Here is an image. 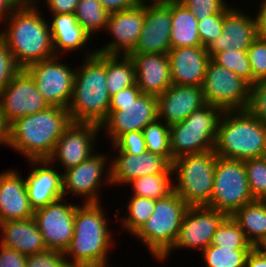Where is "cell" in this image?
Segmentation results:
<instances>
[{
    "label": "cell",
    "instance_id": "obj_48",
    "mask_svg": "<svg viewBox=\"0 0 266 267\" xmlns=\"http://www.w3.org/2000/svg\"><path fill=\"white\" fill-rule=\"evenodd\" d=\"M46 2V3H45ZM80 0H45L46 8L50 14H74Z\"/></svg>",
    "mask_w": 266,
    "mask_h": 267
},
{
    "label": "cell",
    "instance_id": "obj_27",
    "mask_svg": "<svg viewBox=\"0 0 266 267\" xmlns=\"http://www.w3.org/2000/svg\"><path fill=\"white\" fill-rule=\"evenodd\" d=\"M0 245L15 249L25 256L47 250L33 217L0 223Z\"/></svg>",
    "mask_w": 266,
    "mask_h": 267
},
{
    "label": "cell",
    "instance_id": "obj_16",
    "mask_svg": "<svg viewBox=\"0 0 266 267\" xmlns=\"http://www.w3.org/2000/svg\"><path fill=\"white\" fill-rule=\"evenodd\" d=\"M0 105L6 121L38 113L50 105L42 97L34 79L21 69L0 93Z\"/></svg>",
    "mask_w": 266,
    "mask_h": 267
},
{
    "label": "cell",
    "instance_id": "obj_54",
    "mask_svg": "<svg viewBox=\"0 0 266 267\" xmlns=\"http://www.w3.org/2000/svg\"><path fill=\"white\" fill-rule=\"evenodd\" d=\"M258 7V14L260 16V34L266 38V2L260 3Z\"/></svg>",
    "mask_w": 266,
    "mask_h": 267
},
{
    "label": "cell",
    "instance_id": "obj_15",
    "mask_svg": "<svg viewBox=\"0 0 266 267\" xmlns=\"http://www.w3.org/2000/svg\"><path fill=\"white\" fill-rule=\"evenodd\" d=\"M226 217L225 213L207 206L188 207L174 247L161 262L167 260L172 251L177 249L188 248L202 252L211 244L213 235Z\"/></svg>",
    "mask_w": 266,
    "mask_h": 267
},
{
    "label": "cell",
    "instance_id": "obj_57",
    "mask_svg": "<svg viewBox=\"0 0 266 267\" xmlns=\"http://www.w3.org/2000/svg\"><path fill=\"white\" fill-rule=\"evenodd\" d=\"M97 267H109V266L107 264V265H101V266H97Z\"/></svg>",
    "mask_w": 266,
    "mask_h": 267
},
{
    "label": "cell",
    "instance_id": "obj_47",
    "mask_svg": "<svg viewBox=\"0 0 266 267\" xmlns=\"http://www.w3.org/2000/svg\"><path fill=\"white\" fill-rule=\"evenodd\" d=\"M0 267H26V256L0 245Z\"/></svg>",
    "mask_w": 266,
    "mask_h": 267
},
{
    "label": "cell",
    "instance_id": "obj_22",
    "mask_svg": "<svg viewBox=\"0 0 266 267\" xmlns=\"http://www.w3.org/2000/svg\"><path fill=\"white\" fill-rule=\"evenodd\" d=\"M34 166L25 178L28 198L35 210L64 198L62 172L48 160H29Z\"/></svg>",
    "mask_w": 266,
    "mask_h": 267
},
{
    "label": "cell",
    "instance_id": "obj_25",
    "mask_svg": "<svg viewBox=\"0 0 266 267\" xmlns=\"http://www.w3.org/2000/svg\"><path fill=\"white\" fill-rule=\"evenodd\" d=\"M135 64L136 85L142 94L156 97L172 85L170 62L164 53H130Z\"/></svg>",
    "mask_w": 266,
    "mask_h": 267
},
{
    "label": "cell",
    "instance_id": "obj_24",
    "mask_svg": "<svg viewBox=\"0 0 266 267\" xmlns=\"http://www.w3.org/2000/svg\"><path fill=\"white\" fill-rule=\"evenodd\" d=\"M172 84L201 87L211 57L203 46L170 49Z\"/></svg>",
    "mask_w": 266,
    "mask_h": 267
},
{
    "label": "cell",
    "instance_id": "obj_53",
    "mask_svg": "<svg viewBox=\"0 0 266 267\" xmlns=\"http://www.w3.org/2000/svg\"><path fill=\"white\" fill-rule=\"evenodd\" d=\"M17 7L13 0H0V22L4 23Z\"/></svg>",
    "mask_w": 266,
    "mask_h": 267
},
{
    "label": "cell",
    "instance_id": "obj_56",
    "mask_svg": "<svg viewBox=\"0 0 266 267\" xmlns=\"http://www.w3.org/2000/svg\"><path fill=\"white\" fill-rule=\"evenodd\" d=\"M259 248L266 253V241Z\"/></svg>",
    "mask_w": 266,
    "mask_h": 267
},
{
    "label": "cell",
    "instance_id": "obj_41",
    "mask_svg": "<svg viewBox=\"0 0 266 267\" xmlns=\"http://www.w3.org/2000/svg\"><path fill=\"white\" fill-rule=\"evenodd\" d=\"M198 19L225 12L230 5L225 0H178Z\"/></svg>",
    "mask_w": 266,
    "mask_h": 267
},
{
    "label": "cell",
    "instance_id": "obj_28",
    "mask_svg": "<svg viewBox=\"0 0 266 267\" xmlns=\"http://www.w3.org/2000/svg\"><path fill=\"white\" fill-rule=\"evenodd\" d=\"M51 16L50 32L56 56L61 57L64 52L78 51L91 40V36L78 23L74 14H51Z\"/></svg>",
    "mask_w": 266,
    "mask_h": 267
},
{
    "label": "cell",
    "instance_id": "obj_30",
    "mask_svg": "<svg viewBox=\"0 0 266 267\" xmlns=\"http://www.w3.org/2000/svg\"><path fill=\"white\" fill-rule=\"evenodd\" d=\"M231 217L252 247H260L266 241V200H254L245 204Z\"/></svg>",
    "mask_w": 266,
    "mask_h": 267
},
{
    "label": "cell",
    "instance_id": "obj_21",
    "mask_svg": "<svg viewBox=\"0 0 266 267\" xmlns=\"http://www.w3.org/2000/svg\"><path fill=\"white\" fill-rule=\"evenodd\" d=\"M111 158L112 185H126L133 179L152 174H172L171 163L163 156L145 151L142 154L131 155L123 151Z\"/></svg>",
    "mask_w": 266,
    "mask_h": 267
},
{
    "label": "cell",
    "instance_id": "obj_42",
    "mask_svg": "<svg viewBox=\"0 0 266 267\" xmlns=\"http://www.w3.org/2000/svg\"><path fill=\"white\" fill-rule=\"evenodd\" d=\"M225 12H219L198 20V33L201 45L207 47L212 41L222 35Z\"/></svg>",
    "mask_w": 266,
    "mask_h": 267
},
{
    "label": "cell",
    "instance_id": "obj_7",
    "mask_svg": "<svg viewBox=\"0 0 266 267\" xmlns=\"http://www.w3.org/2000/svg\"><path fill=\"white\" fill-rule=\"evenodd\" d=\"M217 156L215 150H210L183 155L171 163L172 174L176 176L173 181V191L189 207L210 204Z\"/></svg>",
    "mask_w": 266,
    "mask_h": 267
},
{
    "label": "cell",
    "instance_id": "obj_44",
    "mask_svg": "<svg viewBox=\"0 0 266 267\" xmlns=\"http://www.w3.org/2000/svg\"><path fill=\"white\" fill-rule=\"evenodd\" d=\"M112 145L117 151L138 155L146 151V143L143 131H131L120 135Z\"/></svg>",
    "mask_w": 266,
    "mask_h": 267
},
{
    "label": "cell",
    "instance_id": "obj_23",
    "mask_svg": "<svg viewBox=\"0 0 266 267\" xmlns=\"http://www.w3.org/2000/svg\"><path fill=\"white\" fill-rule=\"evenodd\" d=\"M157 99L158 118L168 126L184 121L206 104L202 88L198 86L172 84Z\"/></svg>",
    "mask_w": 266,
    "mask_h": 267
},
{
    "label": "cell",
    "instance_id": "obj_46",
    "mask_svg": "<svg viewBox=\"0 0 266 267\" xmlns=\"http://www.w3.org/2000/svg\"><path fill=\"white\" fill-rule=\"evenodd\" d=\"M20 70L11 51L0 39V93Z\"/></svg>",
    "mask_w": 266,
    "mask_h": 267
},
{
    "label": "cell",
    "instance_id": "obj_1",
    "mask_svg": "<svg viewBox=\"0 0 266 267\" xmlns=\"http://www.w3.org/2000/svg\"><path fill=\"white\" fill-rule=\"evenodd\" d=\"M38 0L18 6L4 21L0 39L11 51L21 69L55 57L50 24L40 12Z\"/></svg>",
    "mask_w": 266,
    "mask_h": 267
},
{
    "label": "cell",
    "instance_id": "obj_20",
    "mask_svg": "<svg viewBox=\"0 0 266 267\" xmlns=\"http://www.w3.org/2000/svg\"><path fill=\"white\" fill-rule=\"evenodd\" d=\"M242 12L238 7L231 6L225 11L222 35L206 47L211 58L226 50H247L259 36V14L254 18Z\"/></svg>",
    "mask_w": 266,
    "mask_h": 267
},
{
    "label": "cell",
    "instance_id": "obj_14",
    "mask_svg": "<svg viewBox=\"0 0 266 267\" xmlns=\"http://www.w3.org/2000/svg\"><path fill=\"white\" fill-rule=\"evenodd\" d=\"M66 203H65V202ZM65 198L37 209L33 218L42 234L47 249L65 252L74 233V215L77 205Z\"/></svg>",
    "mask_w": 266,
    "mask_h": 267
},
{
    "label": "cell",
    "instance_id": "obj_51",
    "mask_svg": "<svg viewBox=\"0 0 266 267\" xmlns=\"http://www.w3.org/2000/svg\"><path fill=\"white\" fill-rule=\"evenodd\" d=\"M244 267H266V253L259 247H253L247 255Z\"/></svg>",
    "mask_w": 266,
    "mask_h": 267
},
{
    "label": "cell",
    "instance_id": "obj_49",
    "mask_svg": "<svg viewBox=\"0 0 266 267\" xmlns=\"http://www.w3.org/2000/svg\"><path fill=\"white\" fill-rule=\"evenodd\" d=\"M142 92L136 83L128 88L122 89L110 98V104H128L134 102Z\"/></svg>",
    "mask_w": 266,
    "mask_h": 267
},
{
    "label": "cell",
    "instance_id": "obj_50",
    "mask_svg": "<svg viewBox=\"0 0 266 267\" xmlns=\"http://www.w3.org/2000/svg\"><path fill=\"white\" fill-rule=\"evenodd\" d=\"M108 13L128 10L135 7L141 0H99Z\"/></svg>",
    "mask_w": 266,
    "mask_h": 267
},
{
    "label": "cell",
    "instance_id": "obj_6",
    "mask_svg": "<svg viewBox=\"0 0 266 267\" xmlns=\"http://www.w3.org/2000/svg\"><path fill=\"white\" fill-rule=\"evenodd\" d=\"M188 207L174 191L155 200L153 214L133 235L143 242L153 259L160 262L173 249Z\"/></svg>",
    "mask_w": 266,
    "mask_h": 267
},
{
    "label": "cell",
    "instance_id": "obj_35",
    "mask_svg": "<svg viewBox=\"0 0 266 267\" xmlns=\"http://www.w3.org/2000/svg\"><path fill=\"white\" fill-rule=\"evenodd\" d=\"M146 150L165 157L173 162L170 150V126L157 118L143 129Z\"/></svg>",
    "mask_w": 266,
    "mask_h": 267
},
{
    "label": "cell",
    "instance_id": "obj_34",
    "mask_svg": "<svg viewBox=\"0 0 266 267\" xmlns=\"http://www.w3.org/2000/svg\"><path fill=\"white\" fill-rule=\"evenodd\" d=\"M74 15L91 38L98 30H106L109 13L99 0H80Z\"/></svg>",
    "mask_w": 266,
    "mask_h": 267
},
{
    "label": "cell",
    "instance_id": "obj_17",
    "mask_svg": "<svg viewBox=\"0 0 266 267\" xmlns=\"http://www.w3.org/2000/svg\"><path fill=\"white\" fill-rule=\"evenodd\" d=\"M100 131V125L94 123L72 122L47 160L54 165L59 161L63 171L79 165L96 152V138Z\"/></svg>",
    "mask_w": 266,
    "mask_h": 267
},
{
    "label": "cell",
    "instance_id": "obj_36",
    "mask_svg": "<svg viewBox=\"0 0 266 267\" xmlns=\"http://www.w3.org/2000/svg\"><path fill=\"white\" fill-rule=\"evenodd\" d=\"M251 249H232L209 245L202 251L206 267H244Z\"/></svg>",
    "mask_w": 266,
    "mask_h": 267
},
{
    "label": "cell",
    "instance_id": "obj_40",
    "mask_svg": "<svg viewBox=\"0 0 266 267\" xmlns=\"http://www.w3.org/2000/svg\"><path fill=\"white\" fill-rule=\"evenodd\" d=\"M247 54L253 74V84L266 79V38L259 34L247 49Z\"/></svg>",
    "mask_w": 266,
    "mask_h": 267
},
{
    "label": "cell",
    "instance_id": "obj_33",
    "mask_svg": "<svg viewBox=\"0 0 266 267\" xmlns=\"http://www.w3.org/2000/svg\"><path fill=\"white\" fill-rule=\"evenodd\" d=\"M154 206L155 199L132 195L127 203L128 216L125 214L124 218L118 217L120 213L118 212L115 216L116 221L119 218L120 227L123 226V230L125 229L127 233L129 232L131 235H134L151 217L154 212Z\"/></svg>",
    "mask_w": 266,
    "mask_h": 267
},
{
    "label": "cell",
    "instance_id": "obj_38",
    "mask_svg": "<svg viewBox=\"0 0 266 267\" xmlns=\"http://www.w3.org/2000/svg\"><path fill=\"white\" fill-rule=\"evenodd\" d=\"M211 59L216 64L233 71L250 85H253V74L247 50H226L216 53Z\"/></svg>",
    "mask_w": 266,
    "mask_h": 267
},
{
    "label": "cell",
    "instance_id": "obj_12",
    "mask_svg": "<svg viewBox=\"0 0 266 267\" xmlns=\"http://www.w3.org/2000/svg\"><path fill=\"white\" fill-rule=\"evenodd\" d=\"M58 58L60 57L55 56L33 63L25 70L34 79L37 89L50 106L67 109L73 95L75 68L62 63Z\"/></svg>",
    "mask_w": 266,
    "mask_h": 267
},
{
    "label": "cell",
    "instance_id": "obj_31",
    "mask_svg": "<svg viewBox=\"0 0 266 267\" xmlns=\"http://www.w3.org/2000/svg\"><path fill=\"white\" fill-rule=\"evenodd\" d=\"M107 88L110 97L136 83L135 64L129 55L106 54Z\"/></svg>",
    "mask_w": 266,
    "mask_h": 267
},
{
    "label": "cell",
    "instance_id": "obj_11",
    "mask_svg": "<svg viewBox=\"0 0 266 267\" xmlns=\"http://www.w3.org/2000/svg\"><path fill=\"white\" fill-rule=\"evenodd\" d=\"M108 158L103 153L95 152L79 165L62 171L64 198L66 199L67 194H73L72 196L83 197L84 203L100 202L101 184L112 186L111 159Z\"/></svg>",
    "mask_w": 266,
    "mask_h": 267
},
{
    "label": "cell",
    "instance_id": "obj_4",
    "mask_svg": "<svg viewBox=\"0 0 266 267\" xmlns=\"http://www.w3.org/2000/svg\"><path fill=\"white\" fill-rule=\"evenodd\" d=\"M84 52V62L75 70L73 95L67 109L74 123L100 125L108 115L111 98L106 80V54L94 49Z\"/></svg>",
    "mask_w": 266,
    "mask_h": 267
},
{
    "label": "cell",
    "instance_id": "obj_37",
    "mask_svg": "<svg viewBox=\"0 0 266 267\" xmlns=\"http://www.w3.org/2000/svg\"><path fill=\"white\" fill-rule=\"evenodd\" d=\"M210 245L232 249H252L244 232L231 216H227L218 226Z\"/></svg>",
    "mask_w": 266,
    "mask_h": 267
},
{
    "label": "cell",
    "instance_id": "obj_32",
    "mask_svg": "<svg viewBox=\"0 0 266 267\" xmlns=\"http://www.w3.org/2000/svg\"><path fill=\"white\" fill-rule=\"evenodd\" d=\"M173 174H152L133 179L127 184L131 185L132 195L151 199H161L173 192Z\"/></svg>",
    "mask_w": 266,
    "mask_h": 267
},
{
    "label": "cell",
    "instance_id": "obj_43",
    "mask_svg": "<svg viewBox=\"0 0 266 267\" xmlns=\"http://www.w3.org/2000/svg\"><path fill=\"white\" fill-rule=\"evenodd\" d=\"M247 110L260 122L266 124V79L250 86Z\"/></svg>",
    "mask_w": 266,
    "mask_h": 267
},
{
    "label": "cell",
    "instance_id": "obj_52",
    "mask_svg": "<svg viewBox=\"0 0 266 267\" xmlns=\"http://www.w3.org/2000/svg\"><path fill=\"white\" fill-rule=\"evenodd\" d=\"M9 132H10V124L6 121L3 110L0 105V146L1 145L8 146Z\"/></svg>",
    "mask_w": 266,
    "mask_h": 267
},
{
    "label": "cell",
    "instance_id": "obj_13",
    "mask_svg": "<svg viewBox=\"0 0 266 267\" xmlns=\"http://www.w3.org/2000/svg\"><path fill=\"white\" fill-rule=\"evenodd\" d=\"M158 118V99L154 95L141 94L128 104H110L101 131L113 143L120 135L131 131H143L146 125ZM102 128L104 130H102Z\"/></svg>",
    "mask_w": 266,
    "mask_h": 267
},
{
    "label": "cell",
    "instance_id": "obj_10",
    "mask_svg": "<svg viewBox=\"0 0 266 267\" xmlns=\"http://www.w3.org/2000/svg\"><path fill=\"white\" fill-rule=\"evenodd\" d=\"M250 84L212 59L201 86L205 102L223 111L246 110L250 99Z\"/></svg>",
    "mask_w": 266,
    "mask_h": 267
},
{
    "label": "cell",
    "instance_id": "obj_8",
    "mask_svg": "<svg viewBox=\"0 0 266 267\" xmlns=\"http://www.w3.org/2000/svg\"><path fill=\"white\" fill-rule=\"evenodd\" d=\"M223 112L221 108L206 103L194 110L184 121L171 125L172 158L214 150L218 124Z\"/></svg>",
    "mask_w": 266,
    "mask_h": 267
},
{
    "label": "cell",
    "instance_id": "obj_5",
    "mask_svg": "<svg viewBox=\"0 0 266 267\" xmlns=\"http://www.w3.org/2000/svg\"><path fill=\"white\" fill-rule=\"evenodd\" d=\"M214 150L219 157L246 160L266 156V124L247 109L224 111Z\"/></svg>",
    "mask_w": 266,
    "mask_h": 267
},
{
    "label": "cell",
    "instance_id": "obj_29",
    "mask_svg": "<svg viewBox=\"0 0 266 267\" xmlns=\"http://www.w3.org/2000/svg\"><path fill=\"white\" fill-rule=\"evenodd\" d=\"M171 49L202 46L198 33V19L178 0H171Z\"/></svg>",
    "mask_w": 266,
    "mask_h": 267
},
{
    "label": "cell",
    "instance_id": "obj_55",
    "mask_svg": "<svg viewBox=\"0 0 266 267\" xmlns=\"http://www.w3.org/2000/svg\"><path fill=\"white\" fill-rule=\"evenodd\" d=\"M18 6L32 3L34 0H13Z\"/></svg>",
    "mask_w": 266,
    "mask_h": 267
},
{
    "label": "cell",
    "instance_id": "obj_3",
    "mask_svg": "<svg viewBox=\"0 0 266 267\" xmlns=\"http://www.w3.org/2000/svg\"><path fill=\"white\" fill-rule=\"evenodd\" d=\"M68 109L49 106L10 124L8 147L29 160H47L58 139L71 125Z\"/></svg>",
    "mask_w": 266,
    "mask_h": 267
},
{
    "label": "cell",
    "instance_id": "obj_26",
    "mask_svg": "<svg viewBox=\"0 0 266 267\" xmlns=\"http://www.w3.org/2000/svg\"><path fill=\"white\" fill-rule=\"evenodd\" d=\"M17 170L0 172V223L33 217L25 178Z\"/></svg>",
    "mask_w": 266,
    "mask_h": 267
},
{
    "label": "cell",
    "instance_id": "obj_9",
    "mask_svg": "<svg viewBox=\"0 0 266 267\" xmlns=\"http://www.w3.org/2000/svg\"><path fill=\"white\" fill-rule=\"evenodd\" d=\"M245 170V160L217 156L210 204L207 206L231 216L253 202Z\"/></svg>",
    "mask_w": 266,
    "mask_h": 267
},
{
    "label": "cell",
    "instance_id": "obj_18",
    "mask_svg": "<svg viewBox=\"0 0 266 267\" xmlns=\"http://www.w3.org/2000/svg\"><path fill=\"white\" fill-rule=\"evenodd\" d=\"M145 17V0L135 7L119 12L109 13L106 31L113 40L104 47L95 49L107 55H129L136 47Z\"/></svg>",
    "mask_w": 266,
    "mask_h": 267
},
{
    "label": "cell",
    "instance_id": "obj_19",
    "mask_svg": "<svg viewBox=\"0 0 266 267\" xmlns=\"http://www.w3.org/2000/svg\"><path fill=\"white\" fill-rule=\"evenodd\" d=\"M171 24V0H145L143 29L131 53L168 54Z\"/></svg>",
    "mask_w": 266,
    "mask_h": 267
},
{
    "label": "cell",
    "instance_id": "obj_45",
    "mask_svg": "<svg viewBox=\"0 0 266 267\" xmlns=\"http://www.w3.org/2000/svg\"><path fill=\"white\" fill-rule=\"evenodd\" d=\"M26 267H70L64 252L47 249L44 252L26 256Z\"/></svg>",
    "mask_w": 266,
    "mask_h": 267
},
{
    "label": "cell",
    "instance_id": "obj_2",
    "mask_svg": "<svg viewBox=\"0 0 266 267\" xmlns=\"http://www.w3.org/2000/svg\"><path fill=\"white\" fill-rule=\"evenodd\" d=\"M101 203H84L81 206L77 204L73 238L64 252L65 258L71 257L70 260L66 259L70 267L109 264V251L115 242Z\"/></svg>",
    "mask_w": 266,
    "mask_h": 267
},
{
    "label": "cell",
    "instance_id": "obj_39",
    "mask_svg": "<svg viewBox=\"0 0 266 267\" xmlns=\"http://www.w3.org/2000/svg\"><path fill=\"white\" fill-rule=\"evenodd\" d=\"M247 181L254 200H266V156L245 160Z\"/></svg>",
    "mask_w": 266,
    "mask_h": 267
}]
</instances>
